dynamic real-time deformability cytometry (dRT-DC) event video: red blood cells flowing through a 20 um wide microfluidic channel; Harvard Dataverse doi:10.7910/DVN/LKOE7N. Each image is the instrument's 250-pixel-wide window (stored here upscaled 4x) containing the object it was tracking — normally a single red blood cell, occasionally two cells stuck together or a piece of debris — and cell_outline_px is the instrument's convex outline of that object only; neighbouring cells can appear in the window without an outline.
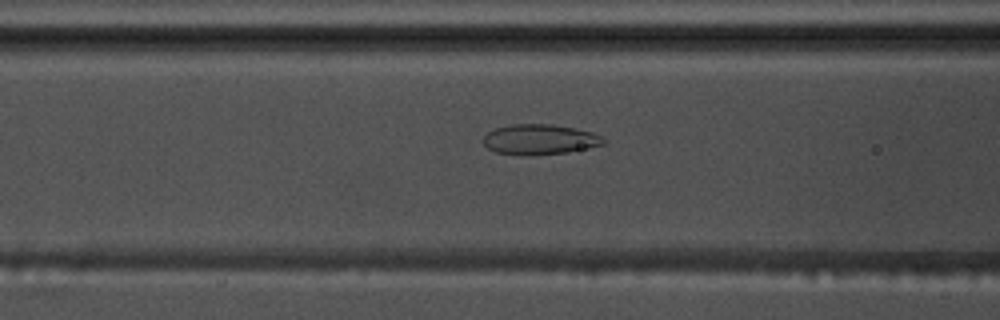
{"species": "common noctule bat (a hibernating species)", "species_latin": "Nyctalus noctula", "temperature_condition": "warm", "stored_images_in_passage": 55, "camera_frame_rate_fps": 3000, "um_per_image_px": 0.085, "animal": {"sex": "male", "body_mass_g": 17.5, "forearm_length_mm": 52.3}, "frame": {"image": 1, "passage_image": 22, "time_ms": 7.0, "image_size_px": [1000, 320], "cell_outline_px": [[604, 144], [588, 148], [564, 152], [520, 156], [496, 152], [488, 148], [484, 144], [484, 136], [488, 132], [496, 128], [512, 124], [552, 124], [592, 132], [604, 136]], "centroid_in_image_um": [45.87, 11.85], "position_along_channel_um": 120.7, "area_um2": 21.04}}
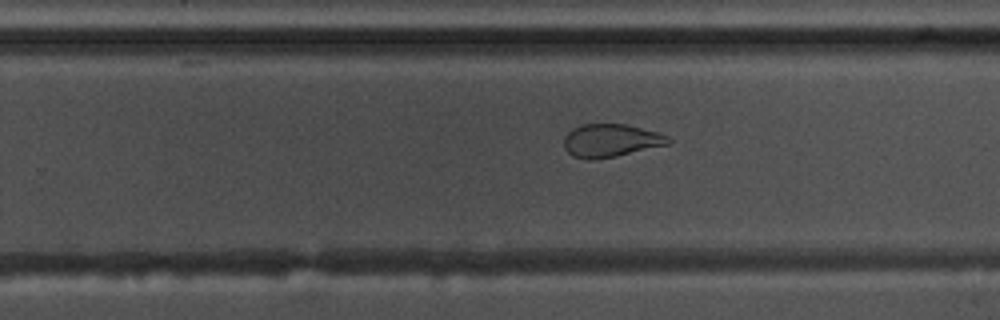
{"frame": {"image": 2, "passage_image": 35, "time_ms": 11.333, "image_size_px": [1000, 320], "cell_outline_px": [[672, 144], [616, 156], [592, 160], [588, 160], [572, 156], [564, 148], [564, 136], [572, 128], [580, 124], [624, 124], [660, 132], [668, 136], [672, 140]], "centroid_in_image_um": [51.94, 11.94], "position_along_channel_um": 277.9, "area_um2": 20.4}}
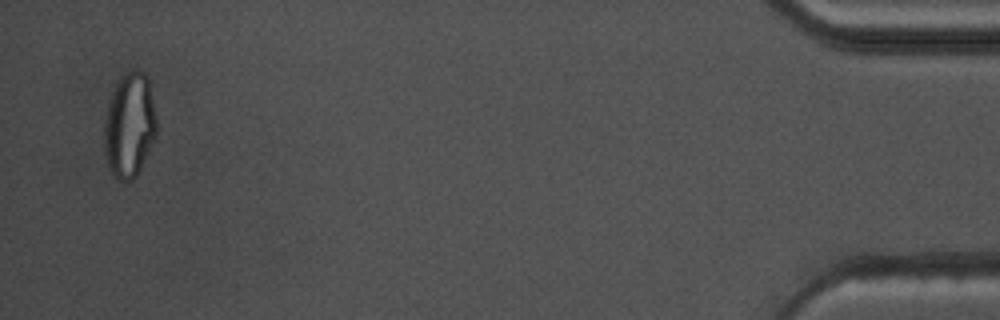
{"frame": {"image": 3, "passage_image": 54, "time_ms": 17.667, "image_size_px": [1000, 320], "cell_outline_px": [[156, 132], [140, 168], [136, 176], [132, 180], [124, 184], [116, 180], [112, 176], [108, 168], [104, 152], [104, 120], [108, 100], [120, 76], [136, 68], [144, 72], [148, 80], [156, 116]], "centroid_in_image_um": [10.96, 10.68], "position_along_channel_um": 424.2, "area_um2": 32.19}, "authors_computed_cell_mechanics": {"area_um2": 24.9118, "velocity_mm_per_s": 3.6354, "shape_relaxation_time_tau1_ms": null, "shape_relaxation_time_tau2_ms": 1.3435, "deformation_change_tau1": null, "deformation_change_tau2": 0.0801}}